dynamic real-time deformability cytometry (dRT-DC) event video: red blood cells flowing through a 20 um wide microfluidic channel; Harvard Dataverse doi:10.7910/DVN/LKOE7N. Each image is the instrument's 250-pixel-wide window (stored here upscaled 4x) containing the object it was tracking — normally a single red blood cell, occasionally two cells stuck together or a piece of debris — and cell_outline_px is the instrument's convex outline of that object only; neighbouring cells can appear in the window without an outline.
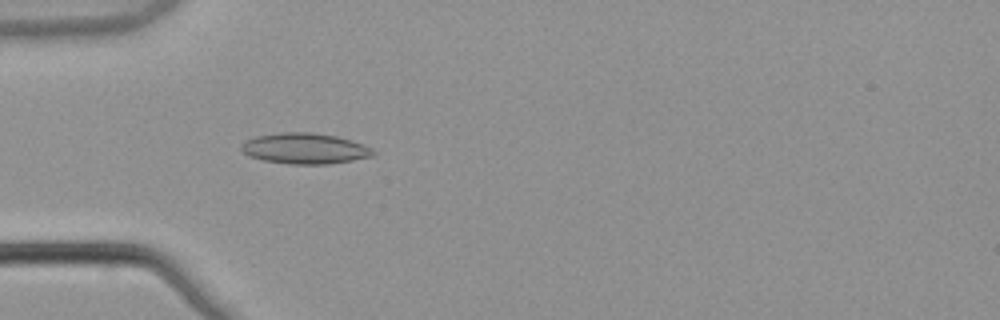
{"species": "common noctule bat (a hibernating species)", "species_latin": "Nyctalus noctula", "temperature_condition": "warm", "stored_images_in_passage": 5, "camera_frame_rate_fps": 3000, "um_per_image_px": 0.085, "animal": {"sex": "male", "body_mass_g": 21.5, "forearm_length_mm": 52.0}, "frame": {"image": 1, "passage_image": 5, "time_ms": 1.333, "image_size_px": [1000, 320], "cell_outline_px": [[376, 152], [372, 156], [352, 160], [328, 164], [288, 164], [264, 160], [248, 156], [240, 148], [240, 144], [244, 140], [256, 136], [284, 132], [312, 132], [336, 136], [352, 140], [372, 148]], "centroid_in_image_um": [25.89, 12.62], "position_along_channel_um": 59.1, "area_um2": 23.7}}